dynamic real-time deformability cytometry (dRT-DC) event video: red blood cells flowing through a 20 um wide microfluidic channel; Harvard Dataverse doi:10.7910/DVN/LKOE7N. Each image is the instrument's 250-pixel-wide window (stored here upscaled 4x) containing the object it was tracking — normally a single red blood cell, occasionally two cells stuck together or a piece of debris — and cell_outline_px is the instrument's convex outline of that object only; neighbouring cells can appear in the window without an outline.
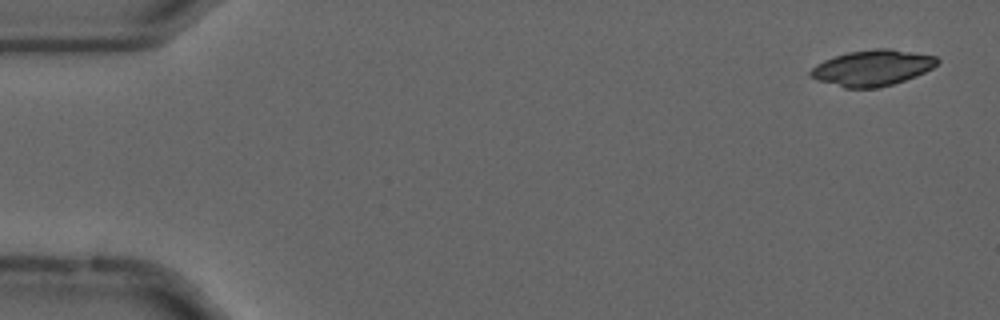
{"species": "common noctule bat (a hibernating species)", "species_latin": "Nyctalus noctula", "temperature_condition": "cold", "stored_images_in_passage": 56, "camera_frame_rate_fps": 3000, "um_per_image_px": 0.085, "animal": {"sex": "male", "forearm_length_mm": 52.5}, "frame": {"image": 1, "passage_image": 3, "time_ms": 0.667, "image_size_px": [1000, 320], "cell_outline_px": [[940, 60], [932, 68], [916, 76], [892, 84], [876, 88], [844, 88], [816, 80], [808, 76], [808, 72], [816, 64], [824, 60], [848, 52], [876, 48], [888, 48], [936, 56]], "centroid_in_image_um": [74.11, 5.77], "position_along_channel_um": 10.9, "area_um2": 26.47}}
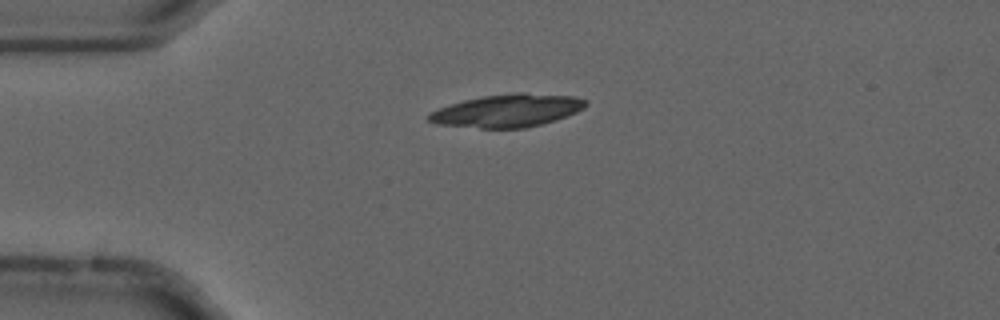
{"frame": {"image": 2, "passage_image": 14, "time_ms": 4.333, "image_size_px": [1000, 320], "cell_outline_px": [[588, 104], [584, 108], [576, 112], [556, 120], [524, 128], [480, 128], [436, 124], [428, 120], [428, 112], [464, 100], [484, 96], [516, 92], [524, 92], [576, 96], [588, 100]], "centroid_in_image_um": [43.17, 9.39], "position_along_channel_um": 41.8, "area_um2": 30.06}}
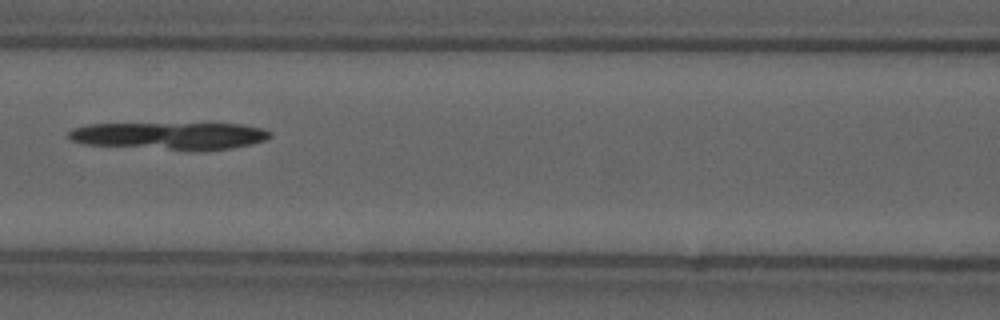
{"frame": {"image": 3, "passage_image": 25, "time_ms": 8.0, "image_size_px": [1000, 320], "cell_outline_px": [[272, 136], [264, 140], [252, 144], [228, 148], [168, 148], [84, 144], [68, 140], [68, 132], [72, 128], [88, 124], [240, 124], [264, 128], [272, 132]], "centroid_in_image_um": [14.4, 11.5], "position_along_channel_um": 152.2, "area_um2": 30.92}}